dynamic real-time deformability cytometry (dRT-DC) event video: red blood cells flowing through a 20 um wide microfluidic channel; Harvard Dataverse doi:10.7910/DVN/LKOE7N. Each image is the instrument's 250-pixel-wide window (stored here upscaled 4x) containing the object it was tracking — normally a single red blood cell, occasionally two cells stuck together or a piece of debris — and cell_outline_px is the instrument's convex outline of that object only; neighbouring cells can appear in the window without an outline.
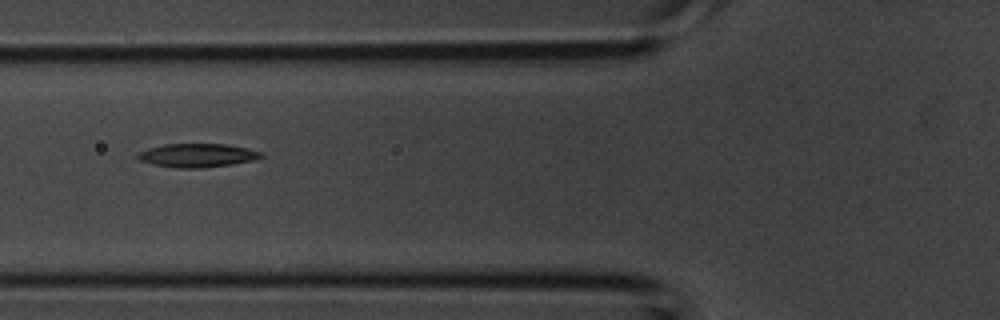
{"species": "common noctule bat (a hibernating species)", "species_latin": "Nyctalus noctula", "temperature_condition": "room temperature", "stored_images_in_passage": 2, "camera_frame_rate_fps": 3000, "um_per_image_px": 0.085, "animal": {"sex": "male", "body_mass_g": 20.1, "forearm_length_mm": 53.5}, "frame": {"image": 1, "passage_image": 2, "time_ms": 0.333, "image_size_px": [1000, 320], "cell_outline_px": [[264, 156], [256, 160], [232, 164], [200, 168], [176, 168], [152, 164], [140, 160], [136, 156], [136, 152], [148, 148], [164, 144], [224, 144], [248, 148], [264, 152]], "centroid_in_image_um": [16.78, 13.2], "position_along_channel_um": 109.0, "area_um2": 17.17}}